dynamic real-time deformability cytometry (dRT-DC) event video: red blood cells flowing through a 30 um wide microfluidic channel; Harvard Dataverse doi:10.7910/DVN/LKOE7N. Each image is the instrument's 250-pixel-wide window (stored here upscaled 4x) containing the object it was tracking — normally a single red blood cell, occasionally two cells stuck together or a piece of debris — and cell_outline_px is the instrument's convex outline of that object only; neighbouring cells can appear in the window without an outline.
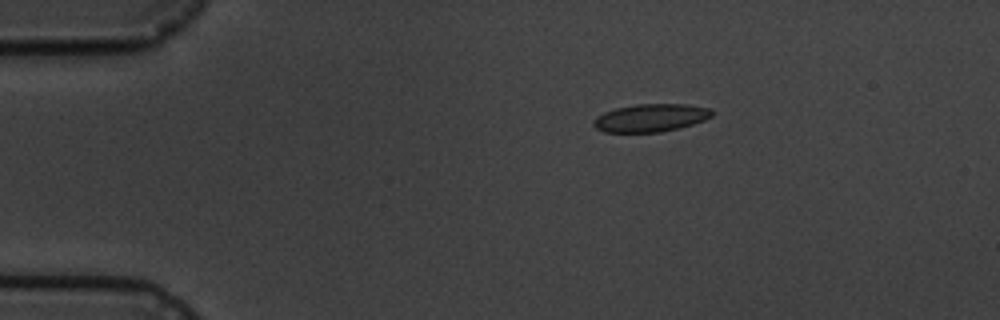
{"species": "common noctule bat (a hibernating species)", "species_latin": "Nyctalus noctula", "temperature_condition": "cold", "stored_images_in_passage": 5, "camera_frame_rate_fps": 3000, "um_per_image_px": 0.085, "animal": {"sex": "male", "body_mass_g": 19.5, "forearm_length_mm": 54.6}, "frame": {"image": 1, "passage_image": 1, "time_ms": 0.0, "image_size_px": [1000, 320], "cell_outline_px": [[712, 116], [704, 120], [680, 128], [660, 132], [604, 132], [596, 128], [592, 124], [592, 120], [596, 116], [604, 112], [616, 108], [636, 104], [688, 104], [708, 108], [712, 112]], "centroid_in_image_um": [55.27, 10.02], "position_along_channel_um": 29.7, "area_um2": 19.25}}
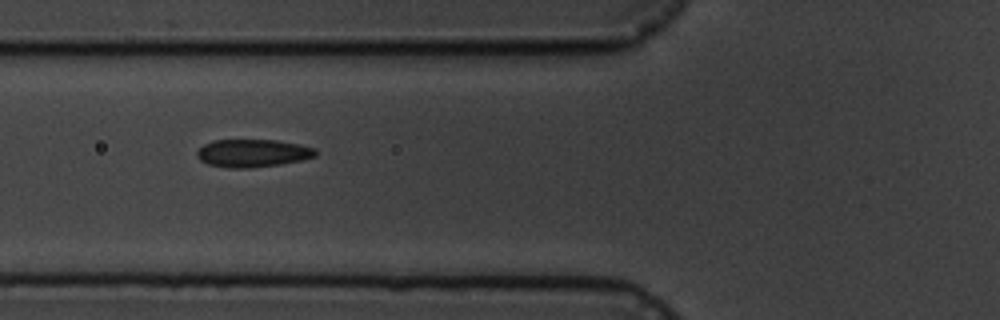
{"frame": {"image": 2, "passage_image": 4, "time_ms": 3.667, "image_size_px": [1000, 320], "cell_outline_px": [[316, 156], [300, 160], [280, 164], [248, 168], [228, 168], [208, 164], [200, 160], [196, 156], [196, 152], [204, 144], [212, 140], [276, 140], [300, 144], [316, 148]], "centroid_in_image_um": [21.46, 13.01], "position_along_channel_um": 104.3, "area_um2": 19.25}}
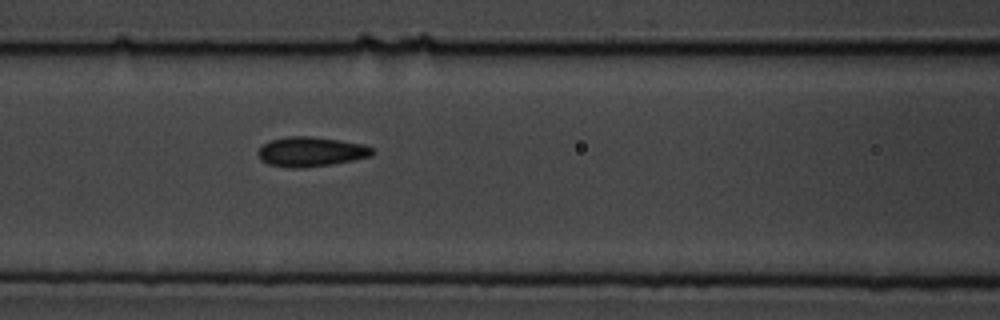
{"frame": {"image": 3, "passage_image": 5, "time_ms": 4.667, "image_size_px": [1000, 320], "cell_outline_px": [[376, 152], [372, 156], [356, 160], [332, 164], [304, 168], [292, 168], [268, 164], [260, 160], [256, 152], [264, 144], [272, 140], [288, 136], [312, 136], [340, 140], [364, 144], [372, 148]], "centroid_in_image_um": [26.46, 12.9], "position_along_channel_um": 140.1, "area_um2": 20.0}}